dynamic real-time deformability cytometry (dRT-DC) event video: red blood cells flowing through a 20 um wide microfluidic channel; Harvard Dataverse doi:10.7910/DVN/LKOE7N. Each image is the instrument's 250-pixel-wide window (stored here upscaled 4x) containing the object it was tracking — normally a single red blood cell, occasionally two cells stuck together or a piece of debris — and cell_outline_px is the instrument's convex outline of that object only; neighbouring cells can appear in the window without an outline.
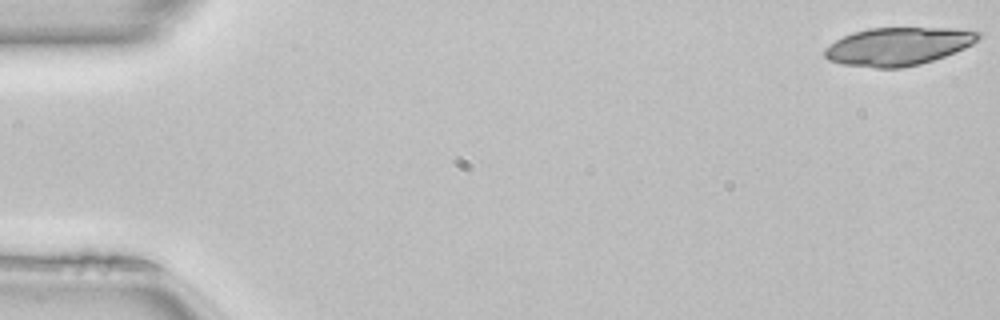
{"species": "common noctule bat (a hibernating species)", "species_latin": "Nyctalus noctula", "temperature_condition": "room temperature", "stored_images_in_passage": 50, "camera_frame_rate_fps": 3000, "um_per_image_px": 0.085, "animal": {"sex": "female", "body_mass_g": 22.7, "forearm_length_mm": 54.2}, "frame": {"image": 1, "passage_image": 1, "time_ms": 0.0, "image_size_px": [1000, 320], "cell_outline_px": [[980, 36], [972, 44], [964, 48], [944, 56], [920, 64], [900, 68], [876, 68], [840, 64], [828, 60], [824, 56], [824, 48], [828, 44], [844, 36], [868, 28], [956, 28], [980, 32]], "centroid_in_image_um": [76.3, 3.94], "position_along_channel_um": 8.7, "area_um2": 33.93}}